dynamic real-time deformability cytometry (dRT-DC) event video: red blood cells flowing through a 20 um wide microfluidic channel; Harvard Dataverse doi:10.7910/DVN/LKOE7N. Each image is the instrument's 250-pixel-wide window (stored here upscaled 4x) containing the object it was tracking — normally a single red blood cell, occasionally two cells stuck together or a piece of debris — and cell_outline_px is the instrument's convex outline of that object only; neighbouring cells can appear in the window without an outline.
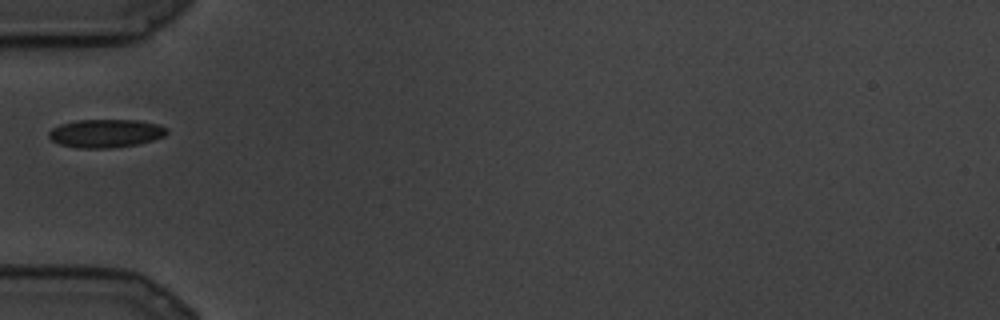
{"species": "common noctule bat (a hibernating species)", "species_latin": "Nyctalus noctula", "temperature_condition": "cold", "stored_images_in_passage": 2, "camera_frame_rate_fps": 3000, "um_per_image_px": 0.085, "animal": {"sex": "male", "body_mass_g": 19.5, "forearm_length_mm": 54.6}, "frame": {"image": 1, "passage_image": 1, "time_ms": 0.0, "image_size_px": [1000, 320], "cell_outline_px": [[168, 132], [164, 136], [140, 144], [112, 148], [80, 148], [60, 144], [52, 140], [48, 136], [48, 132], [52, 128], [60, 124], [76, 120], [140, 120], [160, 124], [168, 128]], "centroid_in_image_um": [9.02, 11.33], "position_along_channel_um": 76.0, "area_um2": 19.65}}